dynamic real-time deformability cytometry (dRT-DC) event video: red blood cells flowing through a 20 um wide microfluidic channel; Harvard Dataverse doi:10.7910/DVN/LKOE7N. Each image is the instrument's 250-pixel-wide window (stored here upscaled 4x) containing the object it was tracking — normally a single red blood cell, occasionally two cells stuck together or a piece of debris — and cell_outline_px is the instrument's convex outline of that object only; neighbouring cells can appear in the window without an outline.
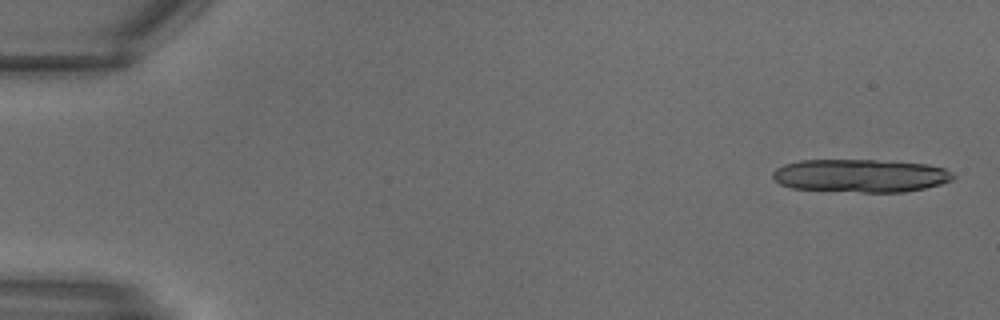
{"species": "common noctule bat (a hibernating species)", "species_latin": "Nyctalus noctula", "temperature_condition": "warm", "stored_images_in_passage": 22, "camera_frame_rate_fps": 3000, "um_per_image_px": 0.085, "animal": {"sex": "male", "body_mass_g": 18.8}, "frame": {"image": 1, "passage_image": 1, "time_ms": 0.0, "image_size_px": [1000, 320], "cell_outline_px": [[956, 176], [952, 180], [940, 184], [924, 188], [904, 192], [860, 192], [792, 188], [780, 184], [772, 180], [772, 172], [776, 168], [784, 164], [800, 160], [876, 160], [928, 164], [944, 168], [952, 172]], "centroid_in_image_um": [73.13, 14.93], "position_along_channel_um": 11.9, "area_um2": 34.91}}
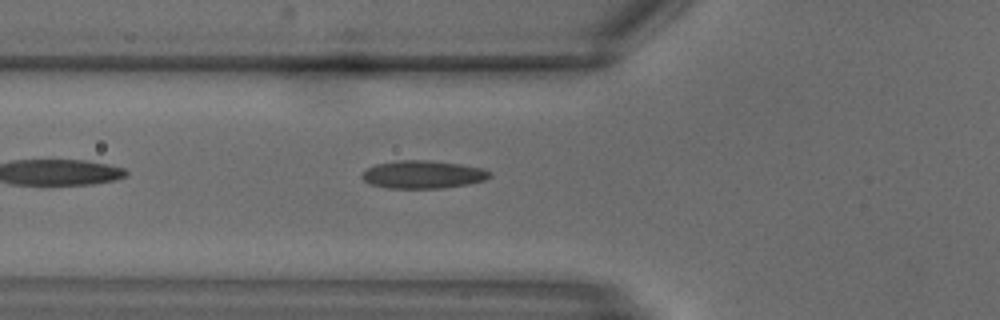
{"frame": {"image": 2, "passage_image": 11, "time_ms": 3.333, "image_size_px": [1000, 320], "cell_outline_px": [[492, 176], [484, 180], [468, 184], [444, 188], [388, 188], [368, 184], [360, 176], [368, 168], [376, 164], [400, 160], [428, 160], [460, 164], [484, 168], [492, 172]], "centroid_in_image_um": [35.97, 14.83], "position_along_channel_um": 89.8, "area_um2": 20.87}}
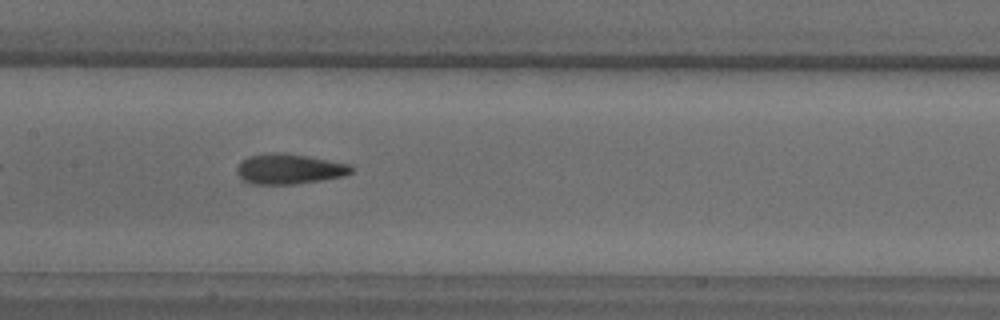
{"frame": {"image": 3, "passage_image": 15, "time_ms": 4.667, "image_size_px": [1000, 320], "cell_outline_px": [[352, 172], [344, 176], [320, 180], [292, 184], [252, 184], [244, 180], [236, 172], [236, 168], [240, 160], [248, 156], [272, 152], [284, 152], [308, 156], [352, 164]], "centroid_in_image_um": [24.57, 14.34], "position_along_channel_um": 182.8, "area_um2": 20.29}}